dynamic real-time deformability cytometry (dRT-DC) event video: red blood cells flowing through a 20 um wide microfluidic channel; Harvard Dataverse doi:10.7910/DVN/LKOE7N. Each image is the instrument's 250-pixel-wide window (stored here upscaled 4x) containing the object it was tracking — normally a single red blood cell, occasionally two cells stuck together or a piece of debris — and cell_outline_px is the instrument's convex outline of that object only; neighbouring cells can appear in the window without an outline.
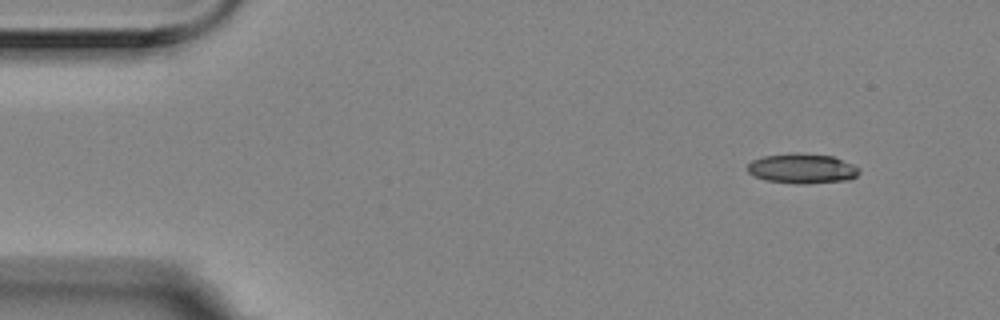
{"species": "Egyptian fruit bat (a non-hibernating species)", "species_latin": "Rousettus aegyptiacus", "temperature_condition": "room temperature", "stored_images_in_passage": 5, "camera_frame_rate_fps": 3000, "um_per_image_px": 0.085, "animal": {"sex": "female"}, "frame": {"image": 1, "passage_image": 1, "time_ms": 0.0, "image_size_px": [1000, 320], "cell_outline_px": [[860, 172], [856, 176], [848, 180], [804, 184], [764, 180], [752, 176], [748, 172], [748, 164], [752, 160], [764, 156], [792, 152], [796, 152], [832, 156], [852, 164], [860, 168]], "centroid_in_image_um": [68.17, 14.32], "position_along_channel_um": 16.8, "area_um2": 19.54}}
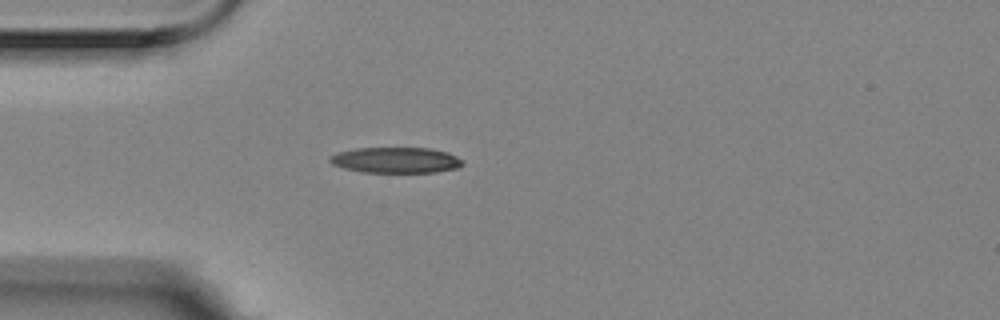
{"frame": {"image": 2, "passage_image": 4, "time_ms": 1.0, "image_size_px": [1000, 320], "cell_outline_px": [[464, 164], [456, 168], [436, 172], [360, 172], [344, 168], [332, 164], [328, 160], [332, 156], [340, 152], [356, 148], [432, 148], [448, 152], [464, 160]], "centroid_in_image_um": [33.69, 13.61], "position_along_channel_um": 51.3, "area_um2": 19.88}}